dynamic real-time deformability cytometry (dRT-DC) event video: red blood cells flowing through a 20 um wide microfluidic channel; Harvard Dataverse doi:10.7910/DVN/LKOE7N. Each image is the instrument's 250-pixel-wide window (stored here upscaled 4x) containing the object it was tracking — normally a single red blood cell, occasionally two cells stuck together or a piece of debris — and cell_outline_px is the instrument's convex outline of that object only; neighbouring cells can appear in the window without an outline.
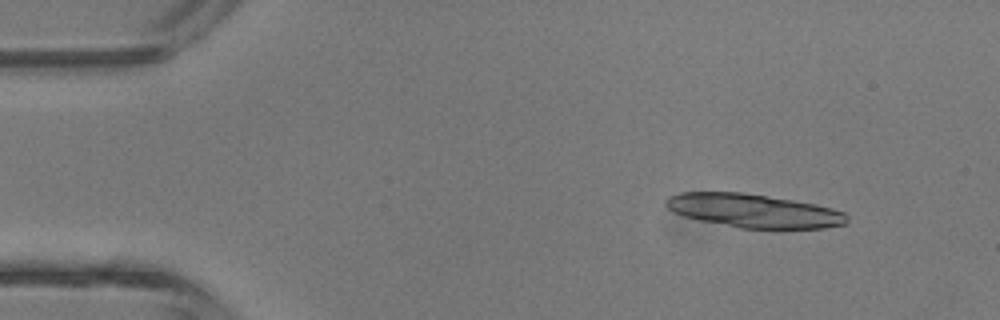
{"species": "common noctule bat (a hibernating species)", "species_latin": "Nyctalus noctula", "temperature_condition": "room temperature", "stored_images_in_passage": 3, "camera_frame_rate_fps": 3000, "um_per_image_px": 0.085, "animal": {"sex": "male", "body_mass_g": 13.3}, "frame": {"image": 1, "passage_image": 1, "time_ms": 0.0, "image_size_px": [1000, 320], "cell_outline_px": [[848, 224], [824, 228], [740, 228], [700, 220], [684, 216], [672, 212], [664, 204], [664, 200], [668, 196], [680, 192], [744, 192], [816, 204], [832, 208], [844, 212], [848, 216]], "centroid_in_image_um": [64.05, 17.91], "position_along_channel_um": 20.9, "area_um2": 35.55}}